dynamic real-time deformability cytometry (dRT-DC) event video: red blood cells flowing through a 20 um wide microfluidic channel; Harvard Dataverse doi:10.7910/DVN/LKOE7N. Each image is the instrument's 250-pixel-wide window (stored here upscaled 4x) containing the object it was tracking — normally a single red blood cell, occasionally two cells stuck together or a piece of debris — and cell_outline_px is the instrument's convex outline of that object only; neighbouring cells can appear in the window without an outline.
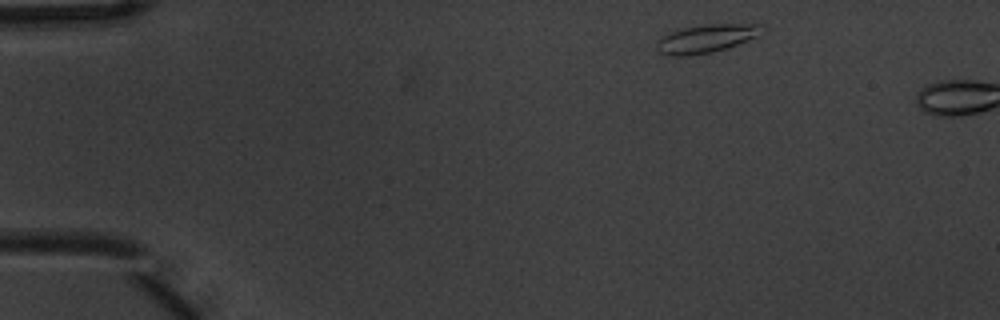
{"species": "common noctule bat (a hibernating species)", "species_latin": "Nyctalus noctula", "temperature_condition": "warm", "stored_images_in_passage": 2, "camera_frame_rate_fps": 3000, "um_per_image_px": 0.085, "animal": {"sex": "male", "body_mass_g": 20.1, "forearm_length_mm": 53.5}, "frame": {"image": 1, "passage_image": 1, "time_ms": 0.0, "image_size_px": [1000, 320], "cell_outline_px": [[760, 36], [712, 52], [684, 56], [668, 56], [656, 52], [656, 40], [660, 36], [668, 32], [684, 28], [708, 24], [756, 24]], "centroid_in_image_um": [59.87, 3.3], "position_along_channel_um": 25.1, "area_um2": 17.11}}